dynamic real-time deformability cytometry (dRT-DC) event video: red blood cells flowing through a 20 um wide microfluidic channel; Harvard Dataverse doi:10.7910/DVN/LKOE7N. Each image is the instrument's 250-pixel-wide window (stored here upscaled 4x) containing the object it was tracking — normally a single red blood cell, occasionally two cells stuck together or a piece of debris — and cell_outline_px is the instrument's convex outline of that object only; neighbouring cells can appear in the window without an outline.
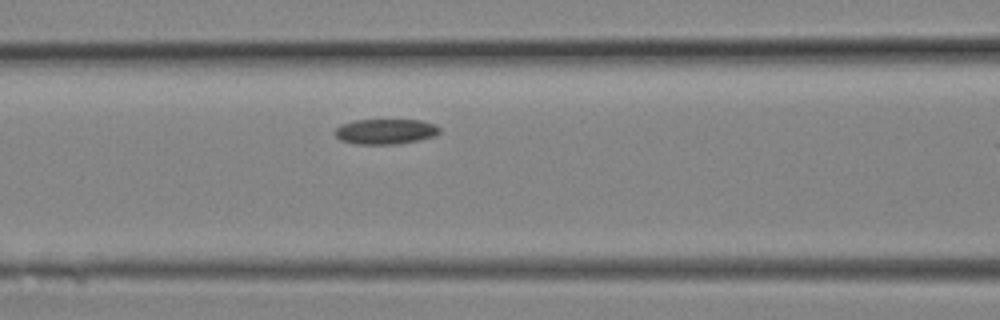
{"species": "Egyptian fruit bat (a non-hibernating species)", "species_latin": "Rousettus aegyptiacus", "temperature_condition": "room temperature", "stored_images_in_passage": 7, "camera_frame_rate_fps": 3000, "um_per_image_px": 0.085, "animal": {"sex": "female"}, "frame": {"image": 1, "passage_image": 6, "time_ms": 1.667, "image_size_px": [1000, 320], "cell_outline_px": [[440, 132], [436, 136], [420, 140], [392, 144], [356, 144], [340, 140], [332, 132], [336, 128], [344, 124], [356, 120], [420, 120], [436, 124], [440, 128]], "centroid_in_image_um": [32.79, 11.18], "position_along_channel_um": 133.8, "area_um2": 15.43}}